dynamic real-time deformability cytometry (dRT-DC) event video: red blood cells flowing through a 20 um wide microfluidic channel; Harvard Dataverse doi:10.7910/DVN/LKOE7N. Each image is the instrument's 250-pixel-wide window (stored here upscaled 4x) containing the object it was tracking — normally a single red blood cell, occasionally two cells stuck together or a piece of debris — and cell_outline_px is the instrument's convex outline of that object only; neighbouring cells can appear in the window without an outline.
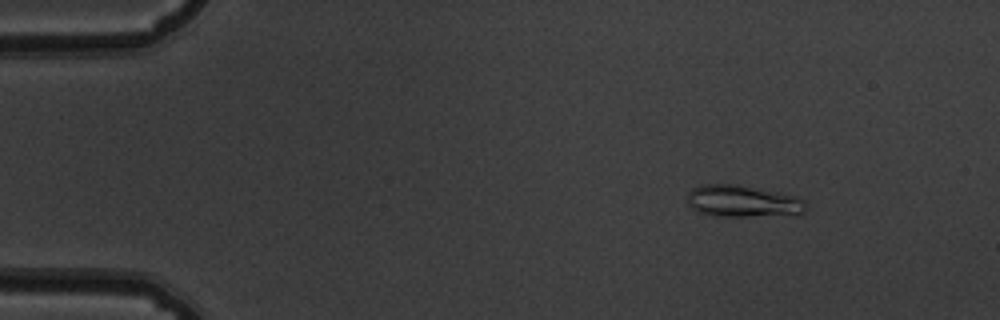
{"species": "common noctule bat (a hibernating species)", "species_latin": "Nyctalus noctula", "temperature_condition": "warm", "stored_images_in_passage": 52, "camera_frame_rate_fps": 3000, "um_per_image_px": 0.085, "animal": {"sex": "male", "body_mass_g": 19.5, "forearm_length_mm": 54.6}, "frame": {"image": 1, "passage_image": 7, "time_ms": 2.0, "image_size_px": [1000, 320], "cell_outline_px": [[808, 204], [804, 212], [800, 216], [712, 216], [696, 212], [688, 204], [688, 192], [692, 188], [700, 184], [740, 184], [796, 196], [804, 200]], "centroid_in_image_um": [63.18, 17.12], "position_along_channel_um": 21.8, "area_um2": 22.72}}
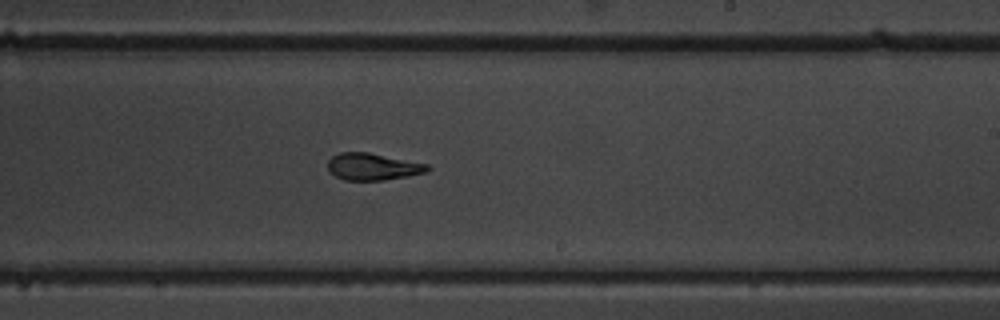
{"frame": {"image": 2, "passage_image": 32, "time_ms": 10.333, "image_size_px": [1000, 320], "cell_outline_px": [[432, 168], [428, 172], [408, 176], [384, 180], [344, 180], [336, 176], [328, 168], [328, 160], [332, 156], [340, 152], [368, 152], [428, 164]], "centroid_in_image_um": [31.72, 14.16], "position_along_channel_um": 257.3, "area_um2": 15.66}}
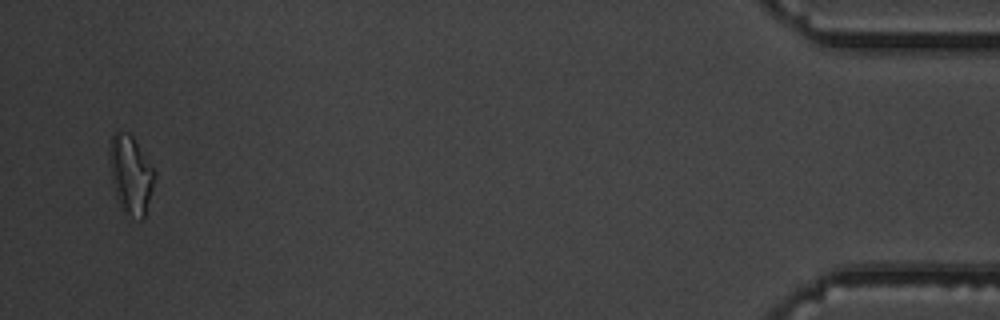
{"frame": {"image": 3, "passage_image": 51, "time_ms": 16.667, "image_size_px": [1000, 320], "cell_outline_px": [[156, 176], [144, 220], [128, 220], [124, 216], [120, 208], [116, 196], [112, 176], [108, 152], [112, 136], [116, 132], [128, 132], [132, 136], [156, 172]], "centroid_in_image_um": [11.12, 14.95], "position_along_channel_um": 424.1, "area_um2": 20.92}, "authors_computed_cell_mechanics": {"area_um2": 16.6753, "velocity_mm_per_s": 3.8759, "shape_relaxation_time_tau1_ms": 6.2913, "shape_relaxation_time_tau2_ms": 2.0308, "deformation_change_tau1": 0.2276, "deformation_change_tau2": 0.1122}}